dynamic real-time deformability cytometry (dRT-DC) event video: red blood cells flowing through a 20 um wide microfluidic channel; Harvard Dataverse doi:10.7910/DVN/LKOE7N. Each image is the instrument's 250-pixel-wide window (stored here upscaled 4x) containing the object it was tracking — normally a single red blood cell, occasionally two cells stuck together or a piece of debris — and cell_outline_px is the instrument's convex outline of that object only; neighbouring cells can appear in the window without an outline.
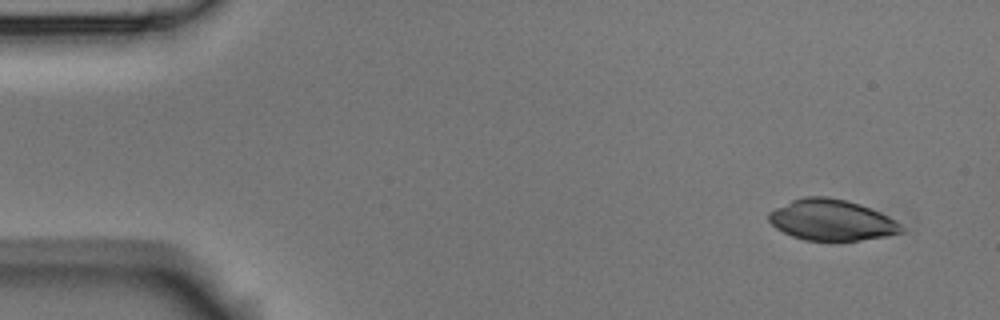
{"species": "Egyptian fruit bat (a non-hibernating species)", "species_latin": "Rousettus aegyptiacus", "temperature_condition": "room temperature", "stored_images_in_passage": 4, "camera_frame_rate_fps": 3000, "um_per_image_px": 0.085, "animal": {"sex": "male"}, "frame": {"image": 1, "passage_image": 1, "time_ms": 0.0, "image_size_px": [1000, 320], "cell_outline_px": [[904, 232], [884, 236], [860, 240], [832, 244], [804, 240], [792, 236], [776, 228], [768, 220], [768, 212], [792, 200], [804, 196], [824, 196], [844, 200], [860, 204], [880, 212], [896, 220], [904, 228]], "centroid_in_image_um": [70.68, 18.74], "position_along_channel_um": 14.3, "area_um2": 32.25}}